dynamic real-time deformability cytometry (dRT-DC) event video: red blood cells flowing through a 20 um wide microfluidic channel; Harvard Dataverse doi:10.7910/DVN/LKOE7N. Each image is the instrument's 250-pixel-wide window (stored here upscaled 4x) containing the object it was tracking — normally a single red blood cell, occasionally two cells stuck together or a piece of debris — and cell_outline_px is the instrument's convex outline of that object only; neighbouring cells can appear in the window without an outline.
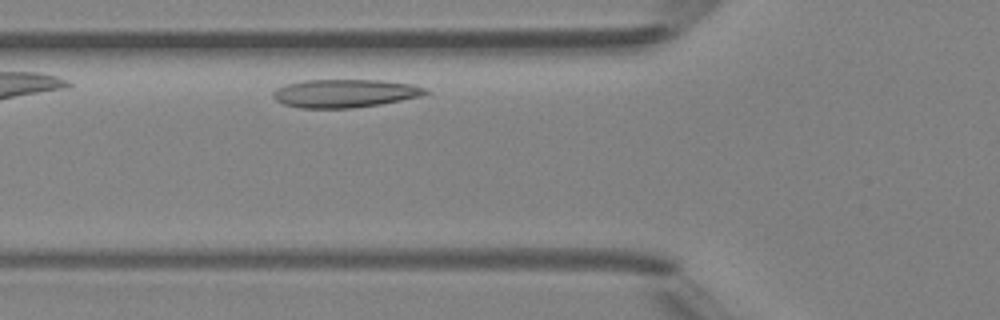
{"species": "Egyptian fruit bat (a non-hibernating species)", "species_latin": "Rousettus aegyptiacus", "temperature_condition": "room temperature", "stored_images_in_passage": 7, "camera_frame_rate_fps": 3000, "um_per_image_px": 0.085, "animal": {"sex": "female"}, "frame": {"image": 1, "passage_image": 7, "time_ms": 7.0, "image_size_px": [1000, 320], "cell_outline_px": [[432, 92], [424, 96], [380, 104], [352, 108], [300, 108], [284, 104], [276, 100], [272, 96], [272, 92], [276, 88], [284, 84], [304, 80], [380, 80], [412, 84], [428, 88]], "centroid_in_image_um": [29.35, 7.93], "position_along_channel_um": 96.5, "area_um2": 25.37}}